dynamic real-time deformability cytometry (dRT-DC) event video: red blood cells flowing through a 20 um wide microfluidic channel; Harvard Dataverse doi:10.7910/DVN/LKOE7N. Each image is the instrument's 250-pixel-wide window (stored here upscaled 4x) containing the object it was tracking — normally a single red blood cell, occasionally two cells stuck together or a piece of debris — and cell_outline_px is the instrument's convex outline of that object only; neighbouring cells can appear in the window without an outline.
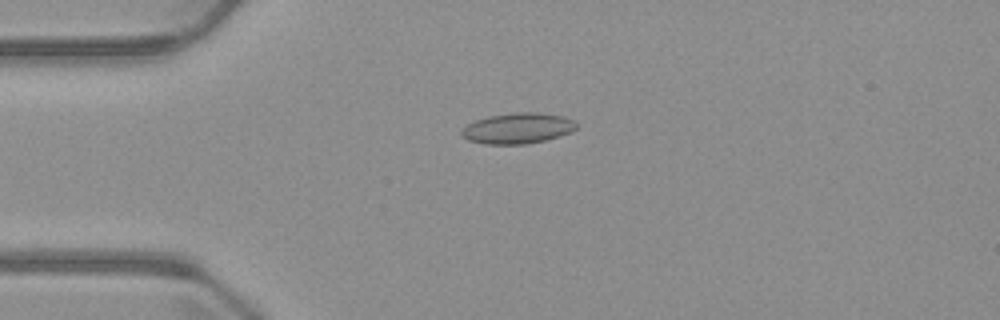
{"species": "common noctule bat (a hibernating species)", "species_latin": "Nyctalus noctula", "temperature_condition": "warm", "stored_images_in_passage": 5, "camera_frame_rate_fps": 3000, "um_per_image_px": 0.085, "animal": {"sex": "male", "body_mass_g": 23.1, "forearm_length_mm": 52.7}, "frame": {"image": 1, "passage_image": 4, "time_ms": 3.333, "image_size_px": [1000, 320], "cell_outline_px": [[576, 128], [572, 132], [544, 140], [524, 144], [484, 144], [468, 140], [460, 136], [460, 132], [468, 124], [476, 120], [488, 116], [516, 112], [536, 112], [560, 116], [572, 120], [576, 124]], "centroid_in_image_um": [43.96, 10.91], "position_along_channel_um": 41.0, "area_um2": 20.35}}